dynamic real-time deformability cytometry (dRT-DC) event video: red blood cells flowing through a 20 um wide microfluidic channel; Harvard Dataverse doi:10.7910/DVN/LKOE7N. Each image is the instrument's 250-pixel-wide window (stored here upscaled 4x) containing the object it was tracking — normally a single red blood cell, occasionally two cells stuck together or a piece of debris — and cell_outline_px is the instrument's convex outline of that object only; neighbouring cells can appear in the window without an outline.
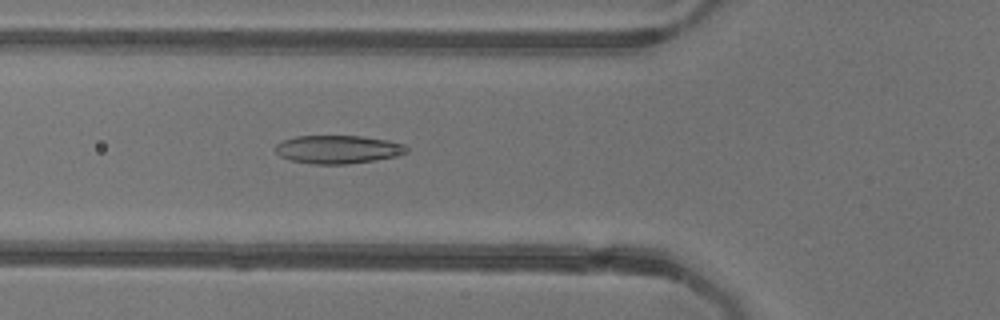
{"species": "common noctule bat (a hibernating species)", "species_latin": "Nyctalus noctula", "temperature_condition": "warm", "stored_images_in_passage": 52, "camera_frame_rate_fps": 3000, "um_per_image_px": 0.085, "animal": {"sex": "female"}, "frame": {"image": 1, "passage_image": 19, "time_ms": 6.0, "image_size_px": [1000, 320], "cell_outline_px": [[408, 152], [396, 156], [348, 164], [312, 164], [292, 160], [280, 156], [276, 152], [276, 144], [280, 140], [296, 136], [360, 136], [388, 140], [404, 144], [408, 148]], "centroid_in_image_um": [28.71, 12.69], "position_along_channel_um": 97.1, "area_um2": 21.56}}
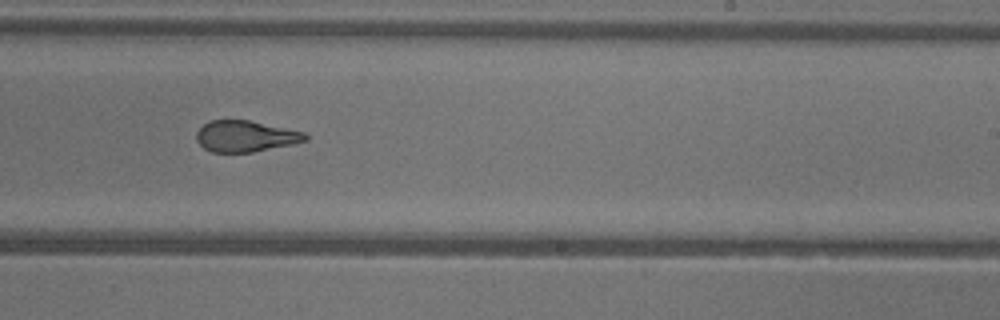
{"frame": {"image": 2, "passage_image": 32, "time_ms": 10.333, "image_size_px": [1000, 320], "cell_outline_px": [[308, 140], [292, 144], [252, 152], [212, 152], [204, 148], [196, 140], [196, 132], [204, 124], [212, 120], [248, 120], [304, 132], [308, 136]], "centroid_in_image_um": [20.85, 11.58], "position_along_channel_um": 268.1, "area_um2": 19.59}}
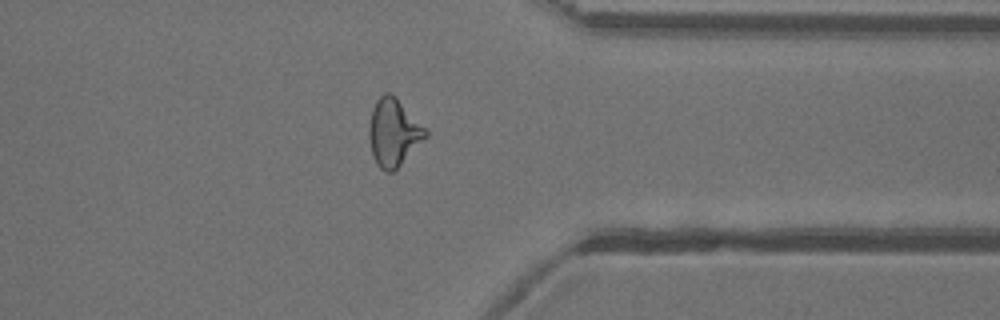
{"frame": {"image": 3, "passage_image": 41, "time_ms": 13.333, "image_size_px": [1000, 320], "cell_outline_px": [[428, 136], [392, 172], [384, 172], [376, 164], [372, 156], [368, 136], [368, 128], [372, 108], [376, 100], [384, 92], [388, 92], [428, 128]], "centroid_in_image_um": [33.44, 11.28], "position_along_channel_um": 378.0, "area_um2": 22.14}, "authors_computed_cell_mechanics": {"area_um2": 21.7328, "velocity_mm_per_s": 3.9361, "shape_relaxation_time_tau1_ms": null, "shape_relaxation_time_tau2_ms": 1.3645, "deformation_change_tau1": null, "deformation_change_tau2": 0.0965}}